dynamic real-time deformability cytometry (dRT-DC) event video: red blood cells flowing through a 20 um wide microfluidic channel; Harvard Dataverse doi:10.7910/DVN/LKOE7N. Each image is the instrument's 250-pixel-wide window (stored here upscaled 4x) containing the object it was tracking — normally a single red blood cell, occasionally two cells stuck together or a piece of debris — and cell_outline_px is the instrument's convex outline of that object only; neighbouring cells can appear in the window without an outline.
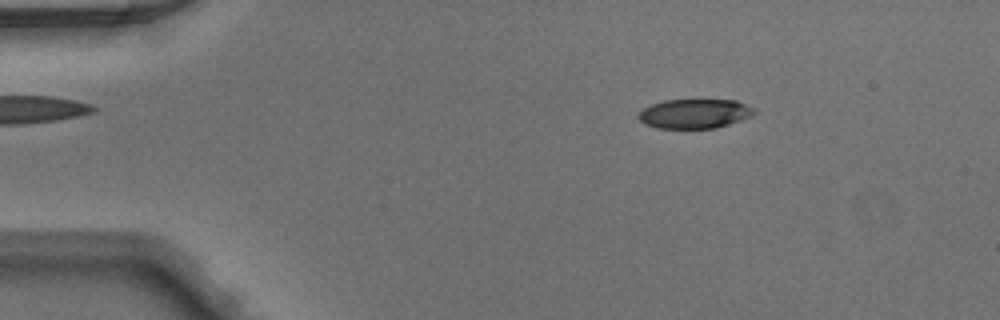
{"species": "Egyptian fruit bat (a non-hibernating species)", "species_latin": "Rousettus aegyptiacus", "temperature_condition": "warm", "stored_images_in_passage": 49, "camera_frame_rate_fps": 3000, "um_per_image_px": 0.085, "animal": {"sex": "male"}, "frame": {"image": 1, "passage_image": 8, "time_ms": 2.333, "image_size_px": [1000, 320], "cell_outline_px": [[756, 112], [752, 116], [716, 128], [656, 128], [644, 124], [636, 116], [644, 108], [652, 104], [664, 100], [736, 100], [752, 108]], "centroid_in_image_um": [59.01, 9.66], "position_along_channel_um": 26.0, "area_um2": 19.71}}
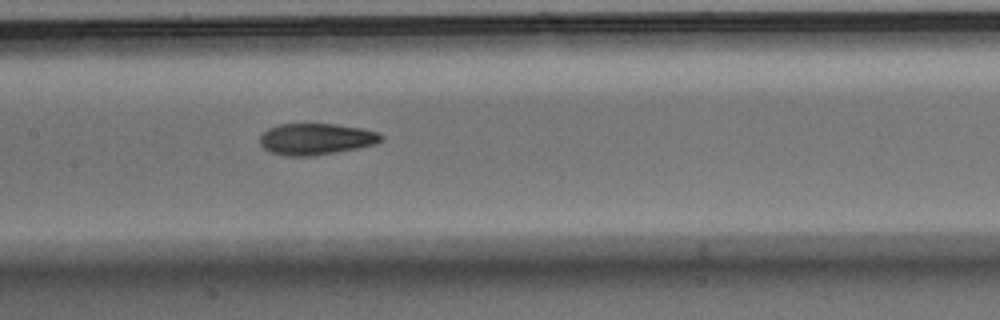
{"frame": {"image": 2, "passage_image": 24, "time_ms": 7.667, "image_size_px": [1000, 320], "cell_outline_px": [[384, 140], [376, 144], [336, 152], [312, 156], [284, 156], [272, 152], [264, 148], [260, 144], [260, 136], [268, 128], [276, 124], [336, 124], [364, 128], [380, 132], [384, 136]], "centroid_in_image_um": [26.9, 11.81], "position_along_channel_um": 180.5, "area_um2": 22.43}}
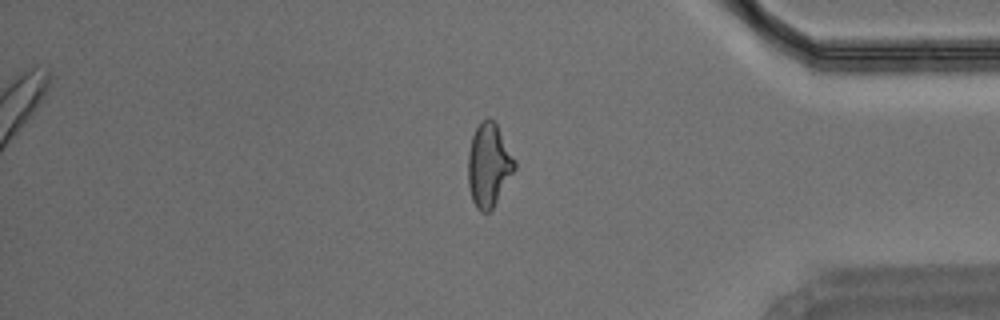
{"frame": {"image": 3, "passage_image": 41, "time_ms": 13.333, "image_size_px": [1000, 320], "cell_outline_px": [[516, 168], [492, 208], [488, 212], [480, 212], [476, 208], [472, 200], [468, 184], [468, 152], [472, 136], [480, 120], [488, 116], [496, 124], [516, 160]], "centroid_in_image_um": [41.53, 14.01], "position_along_channel_um": 393.7, "area_um2": 22.6}}